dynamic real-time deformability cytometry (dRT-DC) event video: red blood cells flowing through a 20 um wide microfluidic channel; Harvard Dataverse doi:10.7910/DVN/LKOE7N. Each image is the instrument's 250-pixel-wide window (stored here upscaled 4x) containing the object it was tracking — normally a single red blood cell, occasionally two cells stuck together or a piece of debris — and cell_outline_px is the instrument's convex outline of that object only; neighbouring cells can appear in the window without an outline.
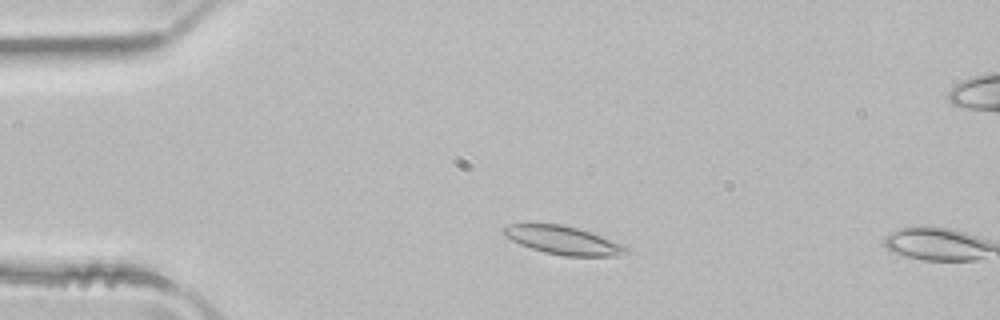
{"species": "common noctule bat (a hibernating species)", "species_latin": "Nyctalus noctula", "temperature_condition": "room temperature", "stored_images_in_passage": 8, "camera_frame_rate_fps": 3000, "um_per_image_px": 0.085, "animal": {"sex": "male", "body_mass_g": 21.5, "forearm_length_mm": 52.0}, "frame": {"image": 1, "passage_image": 7, "time_ms": 2.0, "image_size_px": [1000, 320], "cell_outline_px": [[632, 252], [616, 256], [564, 256], [544, 252], [520, 244], [504, 236], [500, 232], [500, 228], [508, 224], [560, 224], [576, 228], [624, 244], [632, 248]], "centroid_in_image_um": [47.88, 20.43], "position_along_channel_um": 37.1, "area_um2": 20.35}}